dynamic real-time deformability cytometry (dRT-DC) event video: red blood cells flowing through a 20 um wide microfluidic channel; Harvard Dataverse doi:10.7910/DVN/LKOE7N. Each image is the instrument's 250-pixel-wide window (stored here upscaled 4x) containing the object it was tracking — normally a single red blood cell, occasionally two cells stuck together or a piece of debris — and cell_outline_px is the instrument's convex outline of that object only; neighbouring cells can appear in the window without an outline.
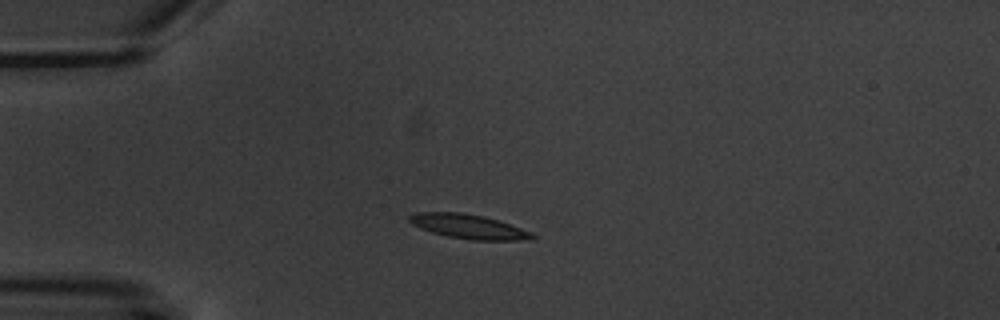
{"species": "common noctule bat (a hibernating species)", "species_latin": "Nyctalus noctula", "temperature_condition": "warm", "stored_images_in_passage": 6, "camera_frame_rate_fps": 3000, "um_per_image_px": 0.085, "animal": {"sex": "male", "body_mass_g": 20.1, "forearm_length_mm": 53.5}, "frame": {"image": 1, "passage_image": 3, "time_ms": 3.333, "image_size_px": [1000, 320], "cell_outline_px": [[536, 240], [472, 240], [448, 236], [432, 232], [420, 228], [412, 224], [408, 220], [408, 216], [416, 212], [460, 212], [484, 216], [532, 232], [536, 236]], "centroid_in_image_um": [39.83, 19.26], "position_along_channel_um": 45.2, "area_um2": 17.4}}